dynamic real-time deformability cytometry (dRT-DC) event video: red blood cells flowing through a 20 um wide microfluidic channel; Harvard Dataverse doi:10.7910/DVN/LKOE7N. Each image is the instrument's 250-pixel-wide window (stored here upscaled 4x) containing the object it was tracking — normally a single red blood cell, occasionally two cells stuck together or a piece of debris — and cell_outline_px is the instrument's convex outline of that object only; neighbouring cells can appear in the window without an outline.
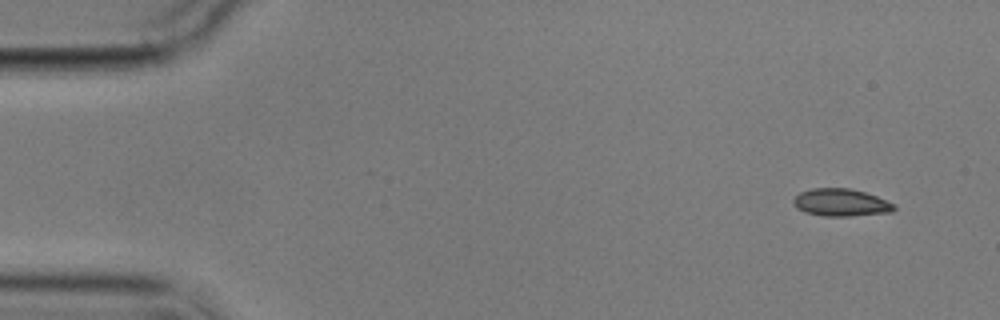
{"species": "common noctule bat (a hibernating species)", "species_latin": "Nyctalus noctula", "temperature_condition": "cold", "stored_images_in_passage": 10, "camera_frame_rate_fps": 3000, "um_per_image_px": 0.085, "animal": {"sex": "male", "body_mass_g": 17.9}, "frame": {"image": 1, "passage_image": 1, "time_ms": 0.0, "image_size_px": [1000, 320], "cell_outline_px": [[896, 208], [892, 212], [852, 216], [820, 216], [804, 212], [796, 208], [792, 204], [792, 200], [800, 192], [812, 188], [848, 188], [864, 192], [876, 196], [896, 204]], "centroid_in_image_um": [71.46, 17.22], "position_along_channel_um": 13.5, "area_um2": 16.3}}
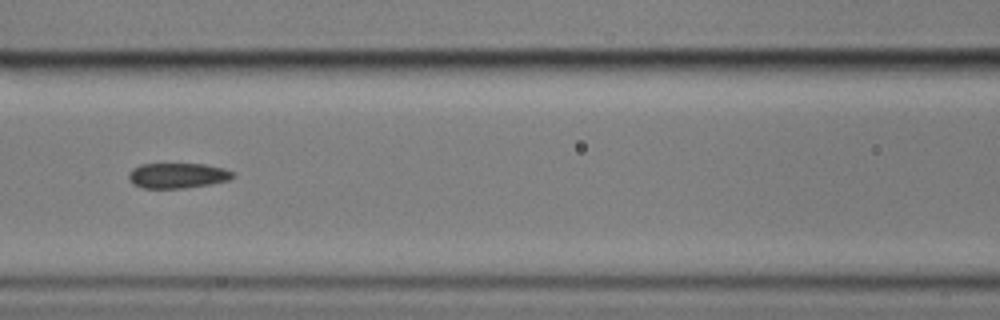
{"frame": {"image": 2, "passage_image": 6, "time_ms": 7.0, "image_size_px": [1000, 320], "cell_outline_px": [[236, 176], [228, 180], [208, 184], [184, 188], [144, 188], [132, 184], [128, 180], [128, 172], [132, 168], [140, 164], [204, 164], [224, 168], [236, 172]], "centroid_in_image_um": [15.08, 14.91], "position_along_channel_um": 151.5, "area_um2": 15.49}}
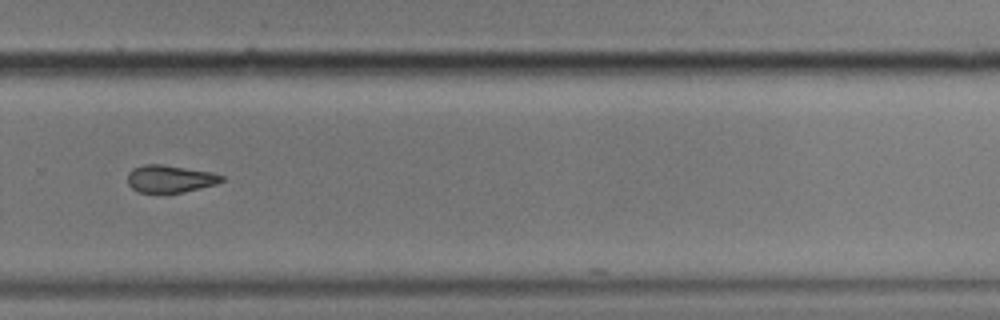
{"frame": {"image": 3, "passage_image": 10, "time_ms": 11.667, "image_size_px": [1000, 320], "cell_outline_px": [[224, 180], [216, 184], [184, 192], [140, 192], [132, 188], [128, 184], [128, 172], [132, 168], [144, 164], [160, 164], [212, 172], [224, 176]], "centroid_in_image_um": [14.45, 15.19], "position_along_channel_um": 315.4, "area_um2": 14.91}}